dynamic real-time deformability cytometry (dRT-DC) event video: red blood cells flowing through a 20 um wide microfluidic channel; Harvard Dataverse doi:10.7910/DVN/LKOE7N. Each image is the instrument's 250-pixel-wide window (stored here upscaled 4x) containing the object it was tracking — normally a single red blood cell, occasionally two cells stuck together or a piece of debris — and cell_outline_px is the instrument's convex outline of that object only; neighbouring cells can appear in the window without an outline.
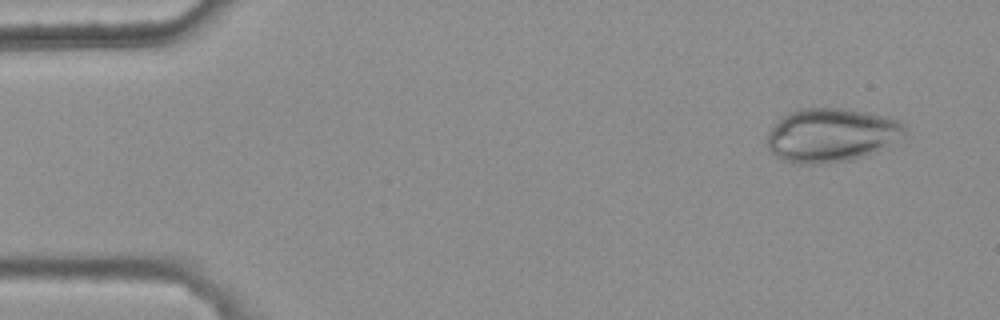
{"species": "common noctule bat (a hibernating species)", "species_latin": "Nyctalus noctula", "temperature_condition": "warm", "stored_images_in_passage": 44, "camera_frame_rate_fps": 3000, "um_per_image_px": 0.085, "animal": {"sex": "female", "body_mass_g": 25.1}, "frame": {"image": 1, "passage_image": 1, "time_ms": 0.0, "image_size_px": [1000, 320], "cell_outline_px": [[904, 136], [892, 148], [868, 156], [852, 160], [828, 164], [800, 164], [784, 160], [776, 156], [768, 148], [768, 132], [788, 112], [800, 108], [840, 108], [888, 116], [900, 120], [904, 124]], "centroid_in_image_um": [70.76, 11.51], "position_along_channel_um": 14.2, "area_um2": 43.87}}
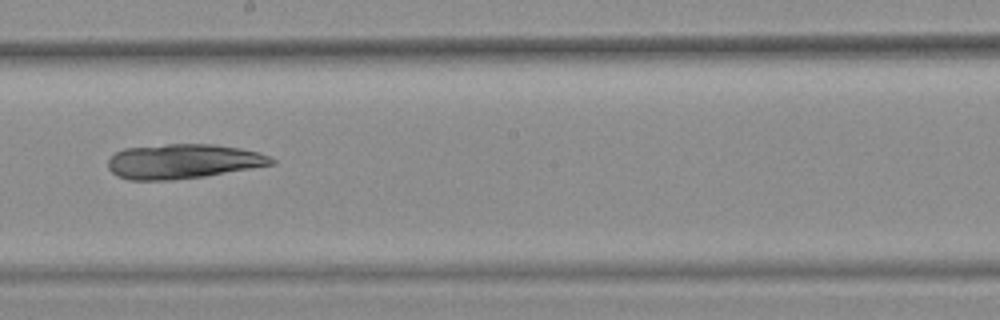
{"frame": {"image": 2, "passage_image": 27, "time_ms": 8.667, "image_size_px": [1000, 320], "cell_outline_px": [[276, 164], [204, 176], [172, 180], [128, 180], [116, 176], [108, 168], [108, 160], [116, 152], [124, 148], [168, 144], [212, 144], [240, 148], [260, 152], [276, 160]], "centroid_in_image_um": [15.56, 13.71], "position_along_channel_um": 232.6, "area_um2": 33.06}}
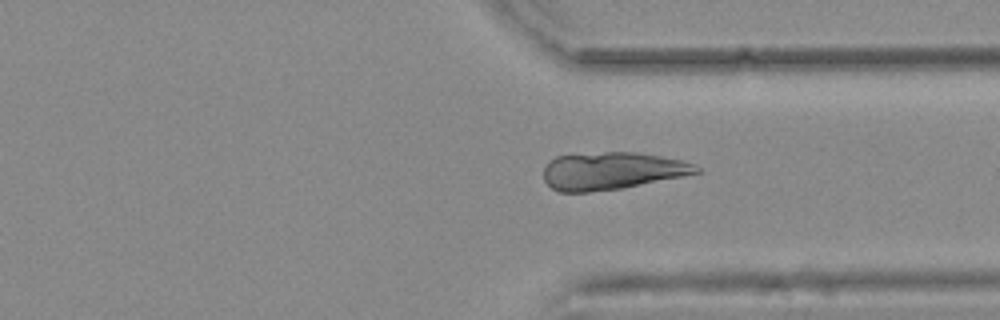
{"frame": {"image": 3, "passage_image": 37, "time_ms": 12.0, "image_size_px": [1000, 320], "cell_outline_px": [[700, 172], [684, 176], [624, 188], [588, 192], [560, 192], [552, 188], [544, 180], [544, 168], [548, 160], [556, 156], [604, 152], [632, 152], [660, 156], [680, 160], [692, 164], [700, 168]], "centroid_in_image_um": [51.98, 14.53], "position_along_channel_um": 359.4, "area_um2": 33.23}}